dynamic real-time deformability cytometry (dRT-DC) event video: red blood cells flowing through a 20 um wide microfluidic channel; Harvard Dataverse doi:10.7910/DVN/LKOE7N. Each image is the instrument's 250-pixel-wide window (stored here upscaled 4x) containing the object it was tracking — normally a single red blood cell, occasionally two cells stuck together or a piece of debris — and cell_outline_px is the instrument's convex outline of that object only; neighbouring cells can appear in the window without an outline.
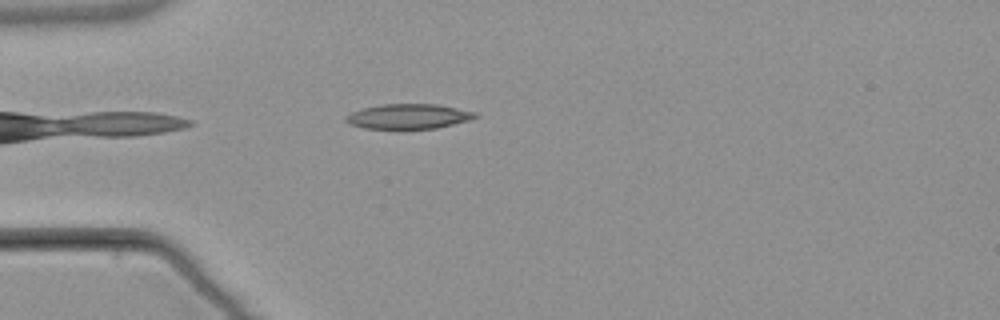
{"species": "common noctule bat (a hibernating species)", "species_latin": "Nyctalus noctula", "temperature_condition": "warm", "stored_images_in_passage": 5, "camera_frame_rate_fps": 3000, "um_per_image_px": 0.085, "animal": {"sex": "male", "body_mass_g": 21.5, "forearm_length_mm": 52.0}, "frame": {"image": 1, "passage_image": 5, "time_ms": 4.667, "image_size_px": [1000, 320], "cell_outline_px": [[480, 116], [468, 120], [436, 128], [364, 128], [352, 124], [344, 120], [344, 116], [352, 112], [364, 108], [384, 104], [436, 104], [476, 112]], "centroid_in_image_um": [34.72, 9.88], "position_along_channel_um": 50.3, "area_um2": 18.44}}